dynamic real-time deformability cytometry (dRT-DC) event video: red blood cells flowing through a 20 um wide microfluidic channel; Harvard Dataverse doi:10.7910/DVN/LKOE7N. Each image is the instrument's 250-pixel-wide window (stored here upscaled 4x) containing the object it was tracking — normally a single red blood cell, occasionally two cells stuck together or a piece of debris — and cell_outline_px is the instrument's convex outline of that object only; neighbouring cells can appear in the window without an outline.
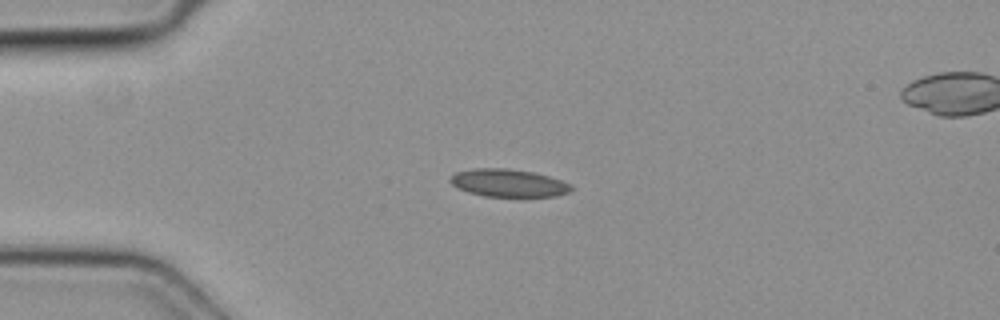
{"species": "common noctule bat (a hibernating species)", "species_latin": "Nyctalus noctula", "temperature_condition": "cold", "stored_images_in_passage": 5, "segment_of_instrument_passage": [1, 2], "camera_frame_rate_fps": 3000, "um_per_image_px": 0.085, "animal": {"sex": "female", "body_mass_g": 19.3, "forearm_length_mm": 54.1}, "frame": {"image": 1, "passage_image": 3, "time_ms": 0.667, "image_size_px": [1000, 320], "cell_outline_px": [[576, 188], [568, 192], [556, 196], [484, 196], [468, 192], [456, 188], [448, 180], [456, 172], [472, 168], [508, 168], [532, 172], [548, 176], [572, 184]], "centroid_in_image_um": [43.21, 15.55], "position_along_channel_um": 41.8, "area_um2": 19.59}}